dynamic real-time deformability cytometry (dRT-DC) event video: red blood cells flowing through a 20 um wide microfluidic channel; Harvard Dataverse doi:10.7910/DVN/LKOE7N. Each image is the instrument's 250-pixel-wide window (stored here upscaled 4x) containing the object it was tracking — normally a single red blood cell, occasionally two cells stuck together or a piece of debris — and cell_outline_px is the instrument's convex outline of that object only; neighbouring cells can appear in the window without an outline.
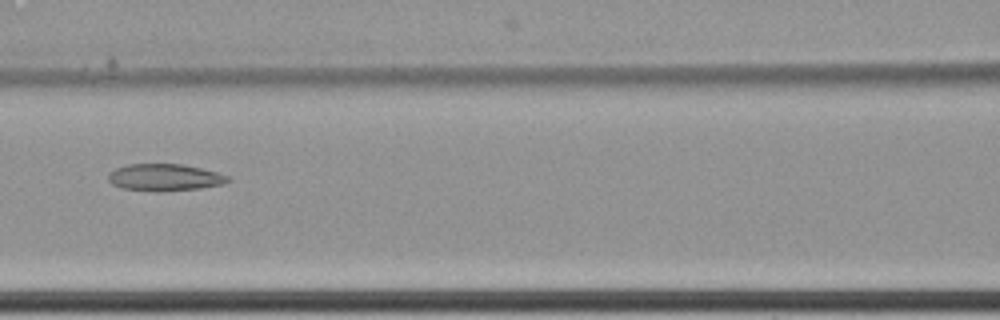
{"species": "common noctule bat (a hibernating species)", "species_latin": "Nyctalus noctula", "temperature_condition": "cold", "stored_images_in_passage": 9, "camera_frame_rate_fps": 3000, "um_per_image_px": 0.085, "animal": {"sex": "female", "body_mass_g": 22.7, "forearm_length_mm": 54.2}, "frame": {"image": 1, "passage_image": 8, "time_ms": 2.333, "image_size_px": [1000, 320], "cell_outline_px": [[232, 180], [224, 184], [200, 188], [160, 192], [156, 192], [120, 188], [112, 184], [108, 180], [108, 172], [116, 168], [128, 164], [184, 164], [216, 172], [228, 176]], "centroid_in_image_um": [13.98, 15.09], "position_along_channel_um": 152.6, "area_um2": 19.02}}
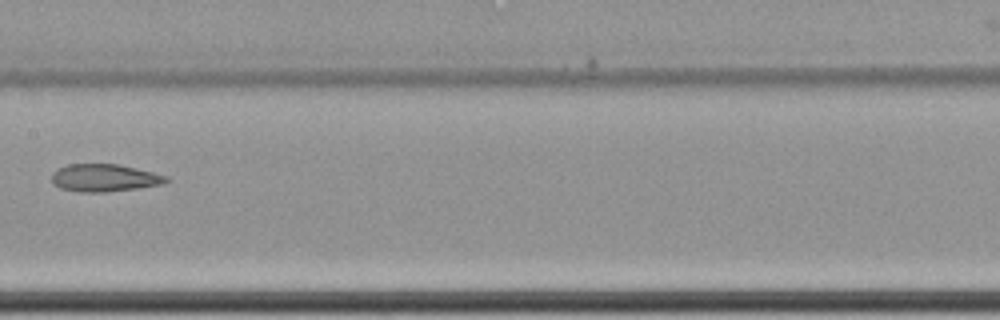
{"frame": {"image": 2, "passage_image": 9, "time_ms": 2.667, "image_size_px": [1000, 320], "cell_outline_px": [[172, 180], [164, 184], [136, 188], [104, 192], [80, 192], [60, 188], [52, 184], [52, 172], [68, 164], [116, 164], [136, 168], [168, 176]], "centroid_in_image_um": [8.89, 15.12], "position_along_channel_um": 198.5, "area_um2": 18.38}}